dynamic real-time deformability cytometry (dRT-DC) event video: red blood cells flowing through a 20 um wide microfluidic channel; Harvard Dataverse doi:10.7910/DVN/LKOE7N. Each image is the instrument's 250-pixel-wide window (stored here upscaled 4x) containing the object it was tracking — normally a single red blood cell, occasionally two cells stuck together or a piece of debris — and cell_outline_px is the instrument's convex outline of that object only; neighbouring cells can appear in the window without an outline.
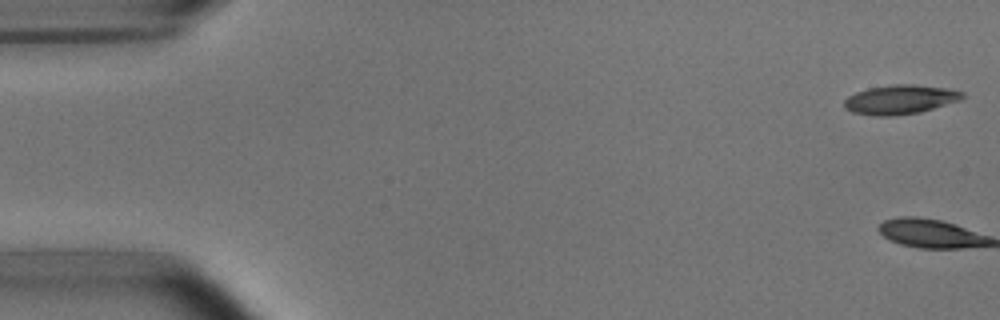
{"species": "common noctule bat (a hibernating species)", "species_latin": "Nyctalus noctula", "temperature_condition": "room temperature", "stored_images_in_passage": 2, "camera_frame_rate_fps": 3000, "um_per_image_px": 0.085, "animal": {"sex": "male", "body_mass_g": 15.6}, "frame": {"image": 1, "passage_image": 1, "time_ms": 0.0, "image_size_px": [1000, 320], "cell_outline_px": [[964, 96], [960, 100], [920, 112], [896, 116], [872, 116], [852, 112], [844, 108], [844, 100], [848, 96], [856, 92], [868, 88], [892, 84], [916, 84], [948, 88], [964, 92]], "centroid_in_image_um": [76.5, 8.46], "position_along_channel_um": 8.5, "area_um2": 20.35}}